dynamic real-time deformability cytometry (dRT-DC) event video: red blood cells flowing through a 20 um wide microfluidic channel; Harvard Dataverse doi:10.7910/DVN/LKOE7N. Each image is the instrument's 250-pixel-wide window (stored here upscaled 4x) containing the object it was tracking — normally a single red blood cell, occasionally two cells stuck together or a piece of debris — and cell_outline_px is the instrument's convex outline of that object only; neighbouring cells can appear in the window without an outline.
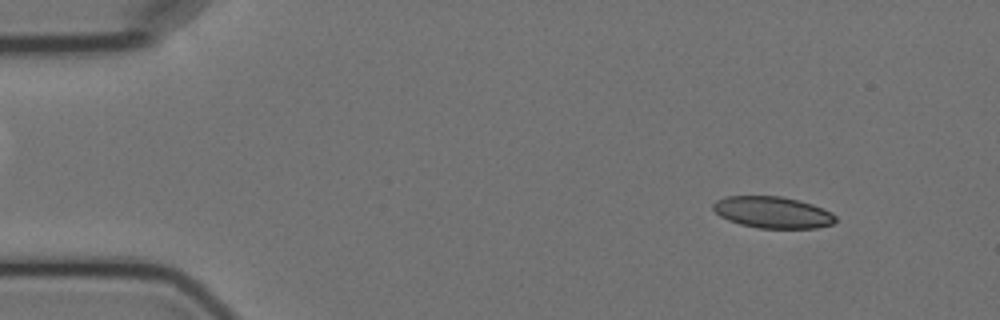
{"species": "Egyptian fruit bat (a non-hibernating species)", "species_latin": "Rousettus aegyptiacus", "temperature_condition": "cold", "stored_images_in_passage": 3, "camera_frame_rate_fps": 3000, "um_per_image_px": 0.085, "animal": {"sex": "female"}, "frame": {"image": 1, "passage_image": 1, "time_ms": 0.0, "image_size_px": [1000, 320], "cell_outline_px": [[836, 220], [832, 224], [816, 228], [760, 228], [740, 224], [728, 220], [720, 216], [712, 208], [712, 204], [716, 200], [724, 196], [780, 196], [800, 200], [812, 204], [832, 212], [836, 216]], "centroid_in_image_um": [65.67, 18.04], "position_along_channel_um": 19.3, "area_um2": 22.6}}
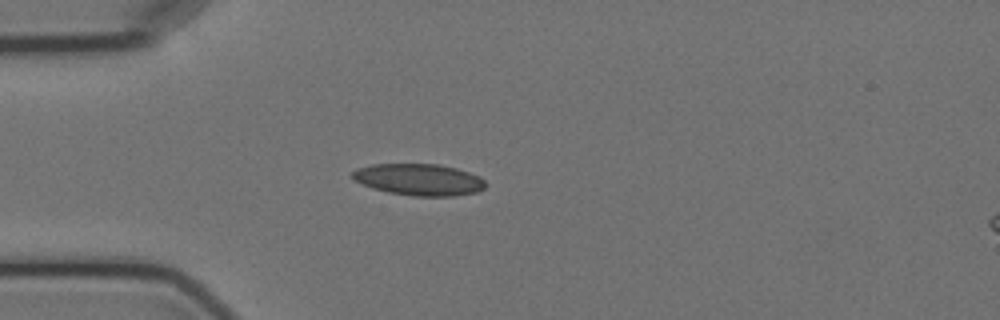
{"frame": {"image": 2, "passage_image": 3, "time_ms": 3.0, "image_size_px": [1000, 320], "cell_outline_px": [[488, 184], [484, 188], [476, 192], [452, 196], [412, 196], [388, 192], [372, 188], [356, 180], [352, 176], [352, 172], [356, 168], [372, 164], [440, 164], [456, 168], [480, 176]], "centroid_in_image_um": [35.64, 15.26], "position_along_channel_um": 49.4, "area_um2": 24.57}}